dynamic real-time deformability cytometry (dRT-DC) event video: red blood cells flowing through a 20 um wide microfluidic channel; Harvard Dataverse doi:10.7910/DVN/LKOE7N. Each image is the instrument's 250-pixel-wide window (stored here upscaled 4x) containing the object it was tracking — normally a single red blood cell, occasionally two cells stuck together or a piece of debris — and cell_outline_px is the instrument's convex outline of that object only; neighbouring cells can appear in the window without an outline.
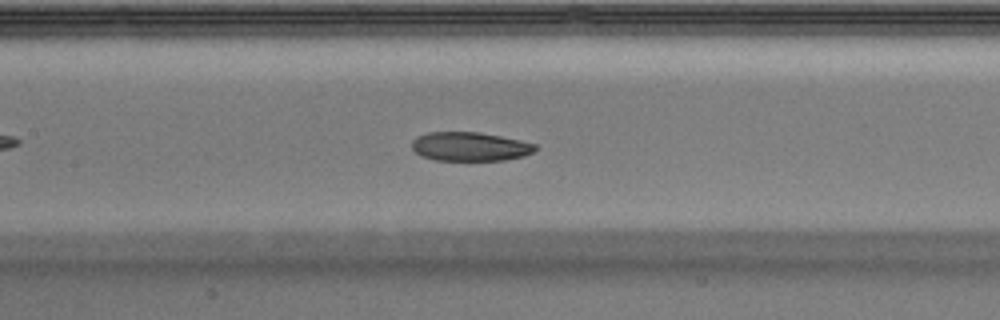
{"species": "Egyptian fruit bat (a non-hibernating species)", "species_latin": "Rousettus aegyptiacus", "temperature_condition": "warm", "stored_images_in_passage": 31, "camera_frame_rate_fps": 3000, "um_per_image_px": 0.085, "animal": {"sex": "male"}, "frame": {"image": 1, "passage_image": 8, "time_ms": 2.333, "image_size_px": [1000, 320], "cell_outline_px": [[536, 148], [532, 152], [524, 156], [504, 160], [436, 160], [420, 156], [412, 148], [412, 140], [416, 136], [428, 132], [480, 132], [520, 140], [536, 144]], "centroid_in_image_um": [39.92, 12.45], "position_along_channel_um": 167.5, "area_um2": 20.81}}
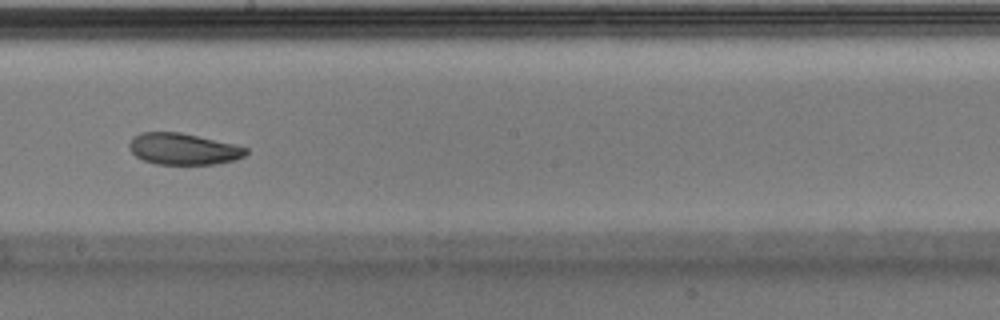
{"frame": {"image": 2, "passage_image": 12, "time_ms": 3.667, "image_size_px": [1000, 320], "cell_outline_px": [[248, 152], [244, 156], [236, 160], [216, 164], [156, 164], [144, 160], [136, 156], [128, 148], [128, 144], [132, 136], [140, 132], [180, 132], [236, 144], [248, 148]], "centroid_in_image_um": [15.58, 12.65], "position_along_channel_um": 232.6, "area_um2": 21.62}}
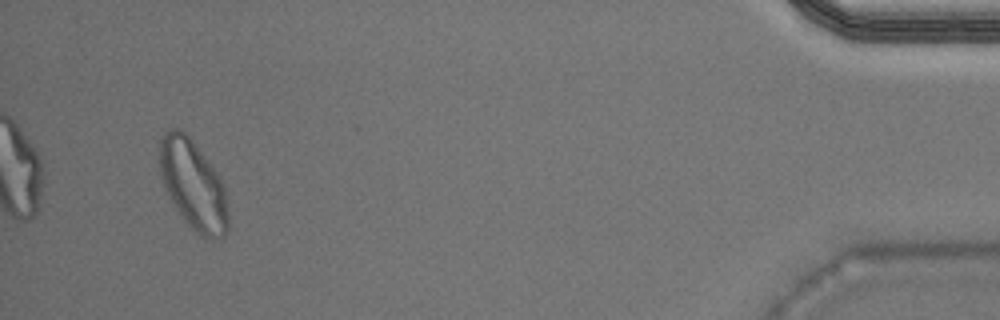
{"frame": {"image": 3, "passage_image": 28, "time_ms": 9.0, "image_size_px": [1000, 320], "cell_outline_px": [[228, 232], [224, 236], [216, 240], [208, 240], [200, 236], [188, 224], [176, 208], [168, 196], [160, 172], [160, 136], [164, 132], [172, 128], [180, 128], [192, 140], [216, 172], [224, 184], [228, 216]], "centroid_in_image_um": [16.43, 15.74], "position_along_channel_um": 418.8, "area_um2": 35.6}}